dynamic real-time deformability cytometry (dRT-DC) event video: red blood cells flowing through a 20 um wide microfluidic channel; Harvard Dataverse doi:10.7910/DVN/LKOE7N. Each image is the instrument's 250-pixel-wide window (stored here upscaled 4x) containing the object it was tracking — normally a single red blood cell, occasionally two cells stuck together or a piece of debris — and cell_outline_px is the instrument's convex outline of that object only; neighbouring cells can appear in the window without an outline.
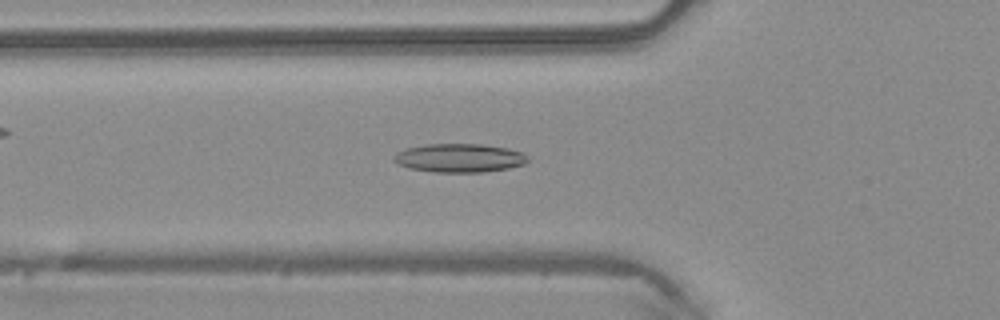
{"species": "common noctule bat (a hibernating species)", "species_latin": "Nyctalus noctula", "temperature_condition": "warm", "stored_images_in_passage": 23, "camera_frame_rate_fps": 3000, "um_per_image_px": 0.085, "animal": {"sex": "male", "body_mass_g": 20.4}, "frame": {"image": 1, "passage_image": 2, "time_ms": 0.333, "image_size_px": [1000, 320], "cell_outline_px": [[528, 160], [524, 164], [508, 168], [484, 172], [432, 172], [408, 168], [392, 160], [392, 156], [396, 152], [404, 148], [424, 144], [480, 144], [508, 148], [524, 152], [528, 156]], "centroid_in_image_um": [39.02, 13.42], "position_along_channel_um": 86.8, "area_um2": 22.6}}
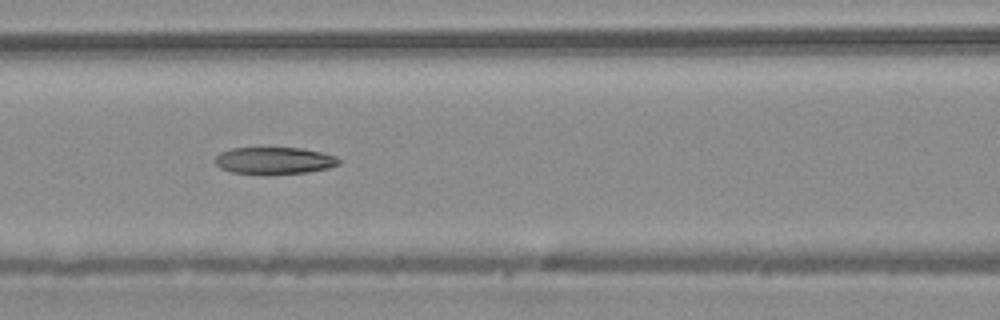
{"frame": {"image": 2, "passage_image": 6, "time_ms": 1.667, "image_size_px": [1000, 320], "cell_outline_px": [[344, 160], [340, 164], [328, 168], [308, 172], [232, 172], [220, 168], [216, 164], [216, 156], [220, 152], [232, 148], [300, 148], [320, 152], [336, 156]], "centroid_in_image_um": [23.37, 13.62], "position_along_channel_um": 143.2, "area_um2": 18.84}}
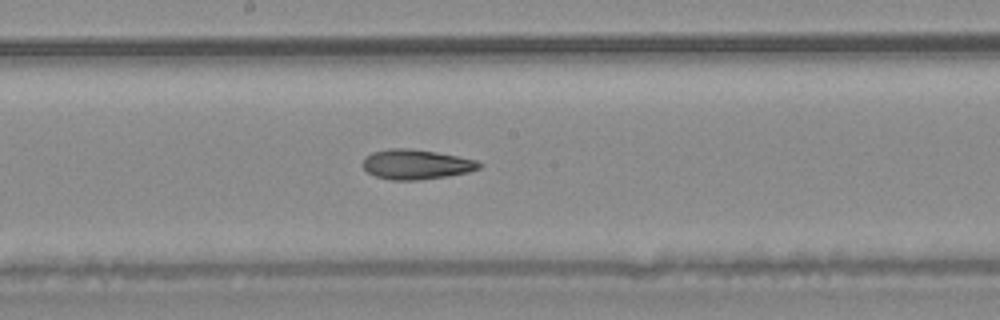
{"frame": {"image": 3, "passage_image": 11, "time_ms": 3.333, "image_size_px": [1000, 320], "cell_outline_px": [[484, 164], [480, 168], [468, 172], [448, 176], [416, 180], [392, 180], [376, 176], [368, 172], [364, 168], [364, 156], [372, 152], [388, 148], [408, 148], [436, 152], [476, 160]], "centroid_in_image_um": [35.38, 13.97], "position_along_channel_um": 212.8, "area_um2": 20.17}}